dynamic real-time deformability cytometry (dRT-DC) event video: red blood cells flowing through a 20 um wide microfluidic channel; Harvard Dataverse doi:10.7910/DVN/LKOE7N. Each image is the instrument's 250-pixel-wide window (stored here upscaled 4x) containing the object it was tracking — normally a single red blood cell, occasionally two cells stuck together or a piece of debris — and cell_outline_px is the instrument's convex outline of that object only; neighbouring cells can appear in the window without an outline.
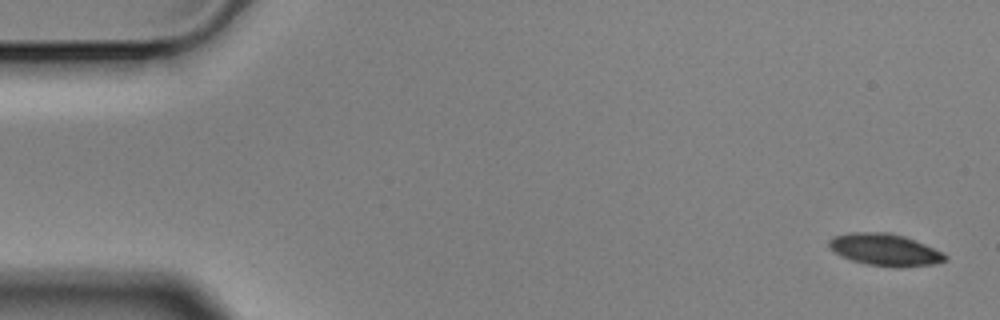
{"species": "Egyptian fruit bat (a non-hibernating species)", "species_latin": "Rousettus aegyptiacus", "temperature_condition": "cold", "stored_images_in_passage": 5, "camera_frame_rate_fps": 3000, "um_per_image_px": 0.085, "animal": {"sex": "male"}, "frame": {"image": 1, "passage_image": 1, "time_ms": 0.0, "image_size_px": [1000, 320], "cell_outline_px": [[948, 260], [932, 264], [868, 264], [852, 260], [836, 252], [828, 244], [828, 240], [832, 236], [848, 232], [888, 232], [904, 236], [916, 240], [944, 252], [948, 256]], "centroid_in_image_um": [75.21, 21.15], "position_along_channel_um": 9.8, "area_um2": 20.81}}
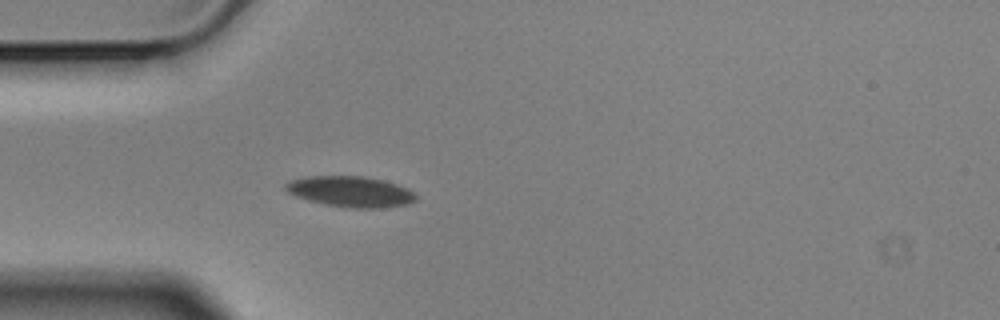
{"frame": {"image": 2, "passage_image": 5, "time_ms": 1.333, "image_size_px": [1000, 320], "cell_outline_px": [[416, 200], [408, 204], [384, 208], [348, 208], [308, 200], [296, 196], [288, 192], [284, 188], [284, 184], [292, 180], [308, 176], [364, 176], [384, 180], [408, 188], [416, 196]], "centroid_in_image_um": [29.82, 16.28], "position_along_channel_um": 55.2, "area_um2": 23.29}}